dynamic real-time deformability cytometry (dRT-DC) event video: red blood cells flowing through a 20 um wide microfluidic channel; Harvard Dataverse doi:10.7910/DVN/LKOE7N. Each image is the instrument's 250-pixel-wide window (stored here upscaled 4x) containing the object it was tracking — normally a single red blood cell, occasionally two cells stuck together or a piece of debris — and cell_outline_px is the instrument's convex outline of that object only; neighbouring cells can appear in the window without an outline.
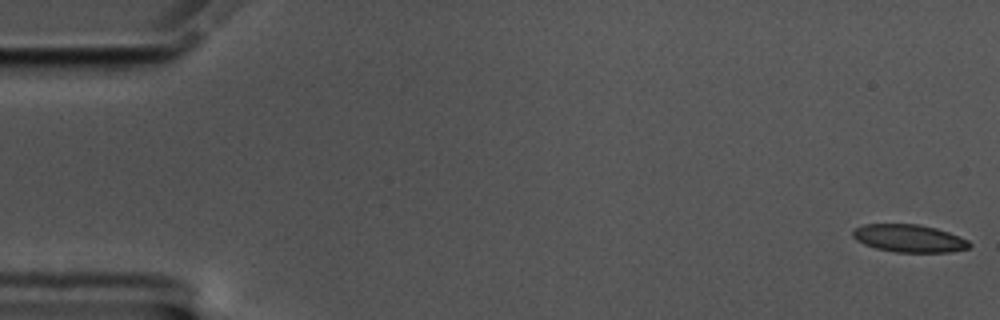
{"species": "common noctule bat (a hibernating species)", "species_latin": "Nyctalus noctula", "temperature_condition": "cold", "stored_images_in_passage": 25, "camera_frame_rate_fps": 3000, "um_per_image_px": 0.085, "animal": {"sex": "male", "body_mass_g": 17.5, "forearm_length_mm": 52.3}, "frame": {"image": 1, "passage_image": 1, "time_ms": 0.0, "image_size_px": [1000, 320], "cell_outline_px": [[972, 244], [968, 248], [948, 252], [896, 252], [876, 248], [864, 244], [856, 240], [852, 236], [852, 232], [856, 228], [864, 224], [920, 224], [936, 228], [948, 232], [968, 240]], "centroid_in_image_um": [77.27, 20.25], "position_along_channel_um": 7.7, "area_um2": 18.73}}
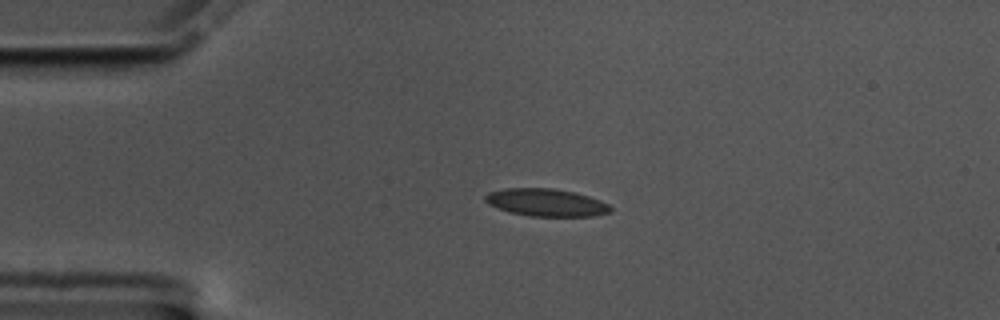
{"frame": {"image": 2, "passage_image": 13, "time_ms": 4.0, "image_size_px": [1000, 320], "cell_outline_px": [[612, 212], [596, 216], [528, 216], [508, 212], [496, 208], [488, 204], [484, 200], [484, 196], [488, 192], [504, 188], [552, 188], [576, 192], [600, 200], [608, 204], [612, 208]], "centroid_in_image_um": [46.41, 17.21], "position_along_channel_um": 38.6, "area_um2": 20.4}}